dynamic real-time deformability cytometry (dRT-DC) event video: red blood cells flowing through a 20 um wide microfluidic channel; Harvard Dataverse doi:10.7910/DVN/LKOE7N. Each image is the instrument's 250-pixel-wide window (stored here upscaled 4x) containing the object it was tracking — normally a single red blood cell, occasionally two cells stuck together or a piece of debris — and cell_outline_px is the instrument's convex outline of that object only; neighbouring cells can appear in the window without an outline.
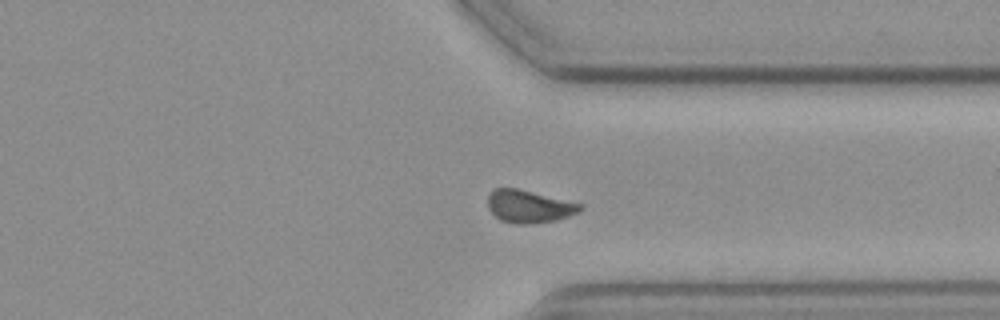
{"species": "common noctule bat (a hibernating species)", "species_latin": "Nyctalus noctula", "temperature_condition": "cold", "stored_images_in_passage": 52, "camera_frame_rate_fps": 3000, "um_per_image_px": 0.085, "animal": {"sex": "female", "body_mass_g": 19.3, "forearm_length_mm": 54.1}, "frame": {"image": 1, "passage_image": 37, "time_ms": 12.0, "image_size_px": [1000, 320], "cell_outline_px": [[584, 208], [580, 212], [556, 220], [532, 224], [516, 224], [500, 220], [488, 208], [488, 196], [492, 188], [516, 188], [584, 204]], "centroid_in_image_um": [44.99, 17.55], "position_along_channel_um": 366.4, "area_um2": 17.69}, "authors_computed_cell_mechanics": {"area_um2": 17.7446, "velocity_mm_per_s": 3.5555, "shape_relaxation_time_tau1_ms": 4.0498, "shape_relaxation_time_tau2_ms": 2.4469, "deformation_change_tau1": 0.0995, "deformation_change_tau2": 0.0539}}